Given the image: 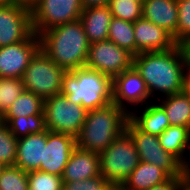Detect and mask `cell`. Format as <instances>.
I'll use <instances>...</instances> for the list:
<instances>
[{"label":"cell","instance_id":"6da1fadb","mask_svg":"<svg viewBox=\"0 0 190 190\" xmlns=\"http://www.w3.org/2000/svg\"><path fill=\"white\" fill-rule=\"evenodd\" d=\"M133 66L145 81L150 97H162L185 89L186 66L178 44L166 51L145 52L133 57Z\"/></svg>","mask_w":190,"mask_h":190},{"label":"cell","instance_id":"7a4b0ae2","mask_svg":"<svg viewBox=\"0 0 190 190\" xmlns=\"http://www.w3.org/2000/svg\"><path fill=\"white\" fill-rule=\"evenodd\" d=\"M40 49L59 67L72 71L85 67L90 43L78 19L39 34Z\"/></svg>","mask_w":190,"mask_h":190},{"label":"cell","instance_id":"3957f363","mask_svg":"<svg viewBox=\"0 0 190 190\" xmlns=\"http://www.w3.org/2000/svg\"><path fill=\"white\" fill-rule=\"evenodd\" d=\"M128 119L129 113L113 101L87 111L86 120L76 137V147L100 154L123 133Z\"/></svg>","mask_w":190,"mask_h":190},{"label":"cell","instance_id":"277c9868","mask_svg":"<svg viewBox=\"0 0 190 190\" xmlns=\"http://www.w3.org/2000/svg\"><path fill=\"white\" fill-rule=\"evenodd\" d=\"M61 94L87 111L94 110L112 101V79L87 67L67 71Z\"/></svg>","mask_w":190,"mask_h":190},{"label":"cell","instance_id":"5b68a950","mask_svg":"<svg viewBox=\"0 0 190 190\" xmlns=\"http://www.w3.org/2000/svg\"><path fill=\"white\" fill-rule=\"evenodd\" d=\"M99 157L100 174L112 186H121L140 162L135 143L126 130Z\"/></svg>","mask_w":190,"mask_h":190},{"label":"cell","instance_id":"8992f818","mask_svg":"<svg viewBox=\"0 0 190 190\" xmlns=\"http://www.w3.org/2000/svg\"><path fill=\"white\" fill-rule=\"evenodd\" d=\"M66 72L40 49L29 62L21 79L26 91L33 92L45 100L61 94Z\"/></svg>","mask_w":190,"mask_h":190},{"label":"cell","instance_id":"52a82bcc","mask_svg":"<svg viewBox=\"0 0 190 190\" xmlns=\"http://www.w3.org/2000/svg\"><path fill=\"white\" fill-rule=\"evenodd\" d=\"M46 129L76 138L86 120L87 110L62 94L44 100Z\"/></svg>","mask_w":190,"mask_h":190},{"label":"cell","instance_id":"ba28073f","mask_svg":"<svg viewBox=\"0 0 190 190\" xmlns=\"http://www.w3.org/2000/svg\"><path fill=\"white\" fill-rule=\"evenodd\" d=\"M125 130L132 137L139 160L152 163L165 170L171 177H182L184 165L161 146L159 137L140 130L130 119Z\"/></svg>","mask_w":190,"mask_h":190},{"label":"cell","instance_id":"9c48e42d","mask_svg":"<svg viewBox=\"0 0 190 190\" xmlns=\"http://www.w3.org/2000/svg\"><path fill=\"white\" fill-rule=\"evenodd\" d=\"M83 10L81 0H37L31 8L33 32L39 35L58 25L76 21Z\"/></svg>","mask_w":190,"mask_h":190},{"label":"cell","instance_id":"30bf717a","mask_svg":"<svg viewBox=\"0 0 190 190\" xmlns=\"http://www.w3.org/2000/svg\"><path fill=\"white\" fill-rule=\"evenodd\" d=\"M133 57L126 49L107 39L90 44L85 67L101 72L113 80L133 66Z\"/></svg>","mask_w":190,"mask_h":190},{"label":"cell","instance_id":"8fae6325","mask_svg":"<svg viewBox=\"0 0 190 190\" xmlns=\"http://www.w3.org/2000/svg\"><path fill=\"white\" fill-rule=\"evenodd\" d=\"M33 33L31 9L14 3L0 5V47L25 41Z\"/></svg>","mask_w":190,"mask_h":190},{"label":"cell","instance_id":"7c38bea8","mask_svg":"<svg viewBox=\"0 0 190 190\" xmlns=\"http://www.w3.org/2000/svg\"><path fill=\"white\" fill-rule=\"evenodd\" d=\"M39 50L40 39L35 33L25 41L0 47V78L21 79L29 62Z\"/></svg>","mask_w":190,"mask_h":190},{"label":"cell","instance_id":"4fadbf2b","mask_svg":"<svg viewBox=\"0 0 190 190\" xmlns=\"http://www.w3.org/2000/svg\"><path fill=\"white\" fill-rule=\"evenodd\" d=\"M150 98L145 81L134 66L112 80V101L128 113L131 112L128 104L144 106Z\"/></svg>","mask_w":190,"mask_h":190},{"label":"cell","instance_id":"5bb4252c","mask_svg":"<svg viewBox=\"0 0 190 190\" xmlns=\"http://www.w3.org/2000/svg\"><path fill=\"white\" fill-rule=\"evenodd\" d=\"M75 148L76 138L73 136L46 130V147L38 170L62 176Z\"/></svg>","mask_w":190,"mask_h":190},{"label":"cell","instance_id":"9a60e30c","mask_svg":"<svg viewBox=\"0 0 190 190\" xmlns=\"http://www.w3.org/2000/svg\"><path fill=\"white\" fill-rule=\"evenodd\" d=\"M134 38L136 55L166 51L177 45L169 32L143 17L134 23Z\"/></svg>","mask_w":190,"mask_h":190},{"label":"cell","instance_id":"2e32d148","mask_svg":"<svg viewBox=\"0 0 190 190\" xmlns=\"http://www.w3.org/2000/svg\"><path fill=\"white\" fill-rule=\"evenodd\" d=\"M99 175H101L99 154L76 147L64 168L62 181H80Z\"/></svg>","mask_w":190,"mask_h":190},{"label":"cell","instance_id":"e0dca14e","mask_svg":"<svg viewBox=\"0 0 190 190\" xmlns=\"http://www.w3.org/2000/svg\"><path fill=\"white\" fill-rule=\"evenodd\" d=\"M142 17L165 29L176 42L177 0H143Z\"/></svg>","mask_w":190,"mask_h":190},{"label":"cell","instance_id":"ac0fdd59","mask_svg":"<svg viewBox=\"0 0 190 190\" xmlns=\"http://www.w3.org/2000/svg\"><path fill=\"white\" fill-rule=\"evenodd\" d=\"M44 147L46 131L19 138L14 165L26 172L38 170L43 161Z\"/></svg>","mask_w":190,"mask_h":190},{"label":"cell","instance_id":"d6986e66","mask_svg":"<svg viewBox=\"0 0 190 190\" xmlns=\"http://www.w3.org/2000/svg\"><path fill=\"white\" fill-rule=\"evenodd\" d=\"M112 18L109 6L90 7L82 11L79 20L90 44L108 39Z\"/></svg>","mask_w":190,"mask_h":190},{"label":"cell","instance_id":"ffe728a7","mask_svg":"<svg viewBox=\"0 0 190 190\" xmlns=\"http://www.w3.org/2000/svg\"><path fill=\"white\" fill-rule=\"evenodd\" d=\"M129 119L143 132L159 136L169 126L170 122L164 108L156 102L144 105L142 111L131 109Z\"/></svg>","mask_w":190,"mask_h":190},{"label":"cell","instance_id":"44dd1931","mask_svg":"<svg viewBox=\"0 0 190 190\" xmlns=\"http://www.w3.org/2000/svg\"><path fill=\"white\" fill-rule=\"evenodd\" d=\"M171 176L162 168L140 161L134 171L121 184L124 190H148L169 180Z\"/></svg>","mask_w":190,"mask_h":190},{"label":"cell","instance_id":"7402d4cb","mask_svg":"<svg viewBox=\"0 0 190 190\" xmlns=\"http://www.w3.org/2000/svg\"><path fill=\"white\" fill-rule=\"evenodd\" d=\"M161 146L175 156L184 166L190 164L187 148H190V128L170 125L159 136Z\"/></svg>","mask_w":190,"mask_h":190},{"label":"cell","instance_id":"603a6c76","mask_svg":"<svg viewBox=\"0 0 190 190\" xmlns=\"http://www.w3.org/2000/svg\"><path fill=\"white\" fill-rule=\"evenodd\" d=\"M163 98V99H162ZM159 104L164 108L170 125L190 128V97L184 91L169 96H157Z\"/></svg>","mask_w":190,"mask_h":190},{"label":"cell","instance_id":"cb8c5ba5","mask_svg":"<svg viewBox=\"0 0 190 190\" xmlns=\"http://www.w3.org/2000/svg\"><path fill=\"white\" fill-rule=\"evenodd\" d=\"M1 120L6 122L9 130L17 139L47 130L44 111L28 117H1Z\"/></svg>","mask_w":190,"mask_h":190},{"label":"cell","instance_id":"d4e9b609","mask_svg":"<svg viewBox=\"0 0 190 190\" xmlns=\"http://www.w3.org/2000/svg\"><path fill=\"white\" fill-rule=\"evenodd\" d=\"M43 110L44 100L33 92L24 90L2 117H28L41 114Z\"/></svg>","mask_w":190,"mask_h":190},{"label":"cell","instance_id":"484cf974","mask_svg":"<svg viewBox=\"0 0 190 190\" xmlns=\"http://www.w3.org/2000/svg\"><path fill=\"white\" fill-rule=\"evenodd\" d=\"M108 40L136 56L134 23L113 17L109 26Z\"/></svg>","mask_w":190,"mask_h":190},{"label":"cell","instance_id":"4316f807","mask_svg":"<svg viewBox=\"0 0 190 190\" xmlns=\"http://www.w3.org/2000/svg\"><path fill=\"white\" fill-rule=\"evenodd\" d=\"M143 0H110V10L112 16L135 23L142 17Z\"/></svg>","mask_w":190,"mask_h":190},{"label":"cell","instance_id":"83f0119b","mask_svg":"<svg viewBox=\"0 0 190 190\" xmlns=\"http://www.w3.org/2000/svg\"><path fill=\"white\" fill-rule=\"evenodd\" d=\"M18 139L11 133L6 122L0 119V163L13 166L17 156Z\"/></svg>","mask_w":190,"mask_h":190},{"label":"cell","instance_id":"f1b7e54d","mask_svg":"<svg viewBox=\"0 0 190 190\" xmlns=\"http://www.w3.org/2000/svg\"><path fill=\"white\" fill-rule=\"evenodd\" d=\"M0 190H28V172L17 166H5L0 177Z\"/></svg>","mask_w":190,"mask_h":190},{"label":"cell","instance_id":"f546056e","mask_svg":"<svg viewBox=\"0 0 190 190\" xmlns=\"http://www.w3.org/2000/svg\"><path fill=\"white\" fill-rule=\"evenodd\" d=\"M24 90L22 79L0 78L1 117Z\"/></svg>","mask_w":190,"mask_h":190},{"label":"cell","instance_id":"4dcf8cb0","mask_svg":"<svg viewBox=\"0 0 190 190\" xmlns=\"http://www.w3.org/2000/svg\"><path fill=\"white\" fill-rule=\"evenodd\" d=\"M28 190H63L62 176L39 170L29 171Z\"/></svg>","mask_w":190,"mask_h":190},{"label":"cell","instance_id":"1f68e13d","mask_svg":"<svg viewBox=\"0 0 190 190\" xmlns=\"http://www.w3.org/2000/svg\"><path fill=\"white\" fill-rule=\"evenodd\" d=\"M178 25L176 27V43L190 37V0H177Z\"/></svg>","mask_w":190,"mask_h":190},{"label":"cell","instance_id":"d6a6232c","mask_svg":"<svg viewBox=\"0 0 190 190\" xmlns=\"http://www.w3.org/2000/svg\"><path fill=\"white\" fill-rule=\"evenodd\" d=\"M112 185L102 176L72 182H63V190H110Z\"/></svg>","mask_w":190,"mask_h":190},{"label":"cell","instance_id":"836d02e7","mask_svg":"<svg viewBox=\"0 0 190 190\" xmlns=\"http://www.w3.org/2000/svg\"><path fill=\"white\" fill-rule=\"evenodd\" d=\"M183 188L182 177H171L169 180L157 184L148 190H181Z\"/></svg>","mask_w":190,"mask_h":190},{"label":"cell","instance_id":"e575fe53","mask_svg":"<svg viewBox=\"0 0 190 190\" xmlns=\"http://www.w3.org/2000/svg\"><path fill=\"white\" fill-rule=\"evenodd\" d=\"M178 46L182 52L186 68H190V37L184 38L178 43Z\"/></svg>","mask_w":190,"mask_h":190},{"label":"cell","instance_id":"d590c367","mask_svg":"<svg viewBox=\"0 0 190 190\" xmlns=\"http://www.w3.org/2000/svg\"><path fill=\"white\" fill-rule=\"evenodd\" d=\"M84 9L98 6H109L110 0H81Z\"/></svg>","mask_w":190,"mask_h":190},{"label":"cell","instance_id":"8d00e7d4","mask_svg":"<svg viewBox=\"0 0 190 190\" xmlns=\"http://www.w3.org/2000/svg\"><path fill=\"white\" fill-rule=\"evenodd\" d=\"M182 178H183V188L185 190H190V164L184 166Z\"/></svg>","mask_w":190,"mask_h":190},{"label":"cell","instance_id":"74e56055","mask_svg":"<svg viewBox=\"0 0 190 190\" xmlns=\"http://www.w3.org/2000/svg\"><path fill=\"white\" fill-rule=\"evenodd\" d=\"M8 1L9 3L25 6L28 9H31L37 2V0H8Z\"/></svg>","mask_w":190,"mask_h":190},{"label":"cell","instance_id":"f35d334b","mask_svg":"<svg viewBox=\"0 0 190 190\" xmlns=\"http://www.w3.org/2000/svg\"><path fill=\"white\" fill-rule=\"evenodd\" d=\"M185 87H190V68H186V82Z\"/></svg>","mask_w":190,"mask_h":190},{"label":"cell","instance_id":"ab89813d","mask_svg":"<svg viewBox=\"0 0 190 190\" xmlns=\"http://www.w3.org/2000/svg\"><path fill=\"white\" fill-rule=\"evenodd\" d=\"M110 190H124L121 186H112Z\"/></svg>","mask_w":190,"mask_h":190},{"label":"cell","instance_id":"60d3db41","mask_svg":"<svg viewBox=\"0 0 190 190\" xmlns=\"http://www.w3.org/2000/svg\"><path fill=\"white\" fill-rule=\"evenodd\" d=\"M185 92L189 95V97H190V87H185Z\"/></svg>","mask_w":190,"mask_h":190},{"label":"cell","instance_id":"b9f144b4","mask_svg":"<svg viewBox=\"0 0 190 190\" xmlns=\"http://www.w3.org/2000/svg\"><path fill=\"white\" fill-rule=\"evenodd\" d=\"M7 3H9L8 0H0V5L7 4Z\"/></svg>","mask_w":190,"mask_h":190},{"label":"cell","instance_id":"7bdbcfd3","mask_svg":"<svg viewBox=\"0 0 190 190\" xmlns=\"http://www.w3.org/2000/svg\"><path fill=\"white\" fill-rule=\"evenodd\" d=\"M4 167H5V166L0 163V177H1V174H2V171H3V168H4Z\"/></svg>","mask_w":190,"mask_h":190},{"label":"cell","instance_id":"ee69618b","mask_svg":"<svg viewBox=\"0 0 190 190\" xmlns=\"http://www.w3.org/2000/svg\"><path fill=\"white\" fill-rule=\"evenodd\" d=\"M0 119H1V102H0Z\"/></svg>","mask_w":190,"mask_h":190}]
</instances>
